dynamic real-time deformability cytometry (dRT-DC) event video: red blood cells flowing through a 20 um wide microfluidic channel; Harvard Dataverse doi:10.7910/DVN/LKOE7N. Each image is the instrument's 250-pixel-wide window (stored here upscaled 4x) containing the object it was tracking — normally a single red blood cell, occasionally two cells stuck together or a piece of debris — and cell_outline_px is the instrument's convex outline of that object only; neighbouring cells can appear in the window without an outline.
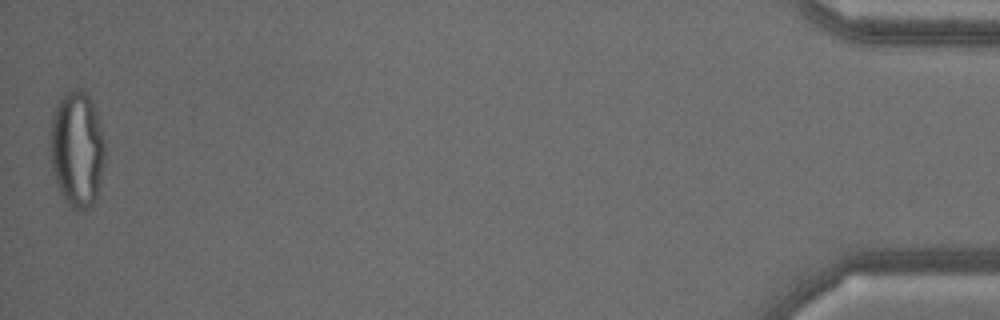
{"species": "common noctule bat (a hibernating species)", "species_latin": "Nyctalus noctula", "temperature_condition": "warm", "stored_images_in_passage": 55, "camera_frame_rate_fps": 3000, "um_per_image_px": 0.085, "animal": {"sex": "male", "body_mass_g": 18.8}, "frame": {"image": 1, "passage_image": 55, "time_ms": 18.0, "image_size_px": [1000, 320], "cell_outline_px": [[104, 156], [100, 180], [96, 200], [92, 204], [80, 212], [72, 208], [64, 200], [60, 192], [52, 168], [52, 112], [60, 100], [68, 92], [76, 88], [80, 88], [92, 100], [104, 136]], "centroid_in_image_um": [6.57, 12.69], "position_along_channel_um": 428.6, "area_um2": 36.41}}